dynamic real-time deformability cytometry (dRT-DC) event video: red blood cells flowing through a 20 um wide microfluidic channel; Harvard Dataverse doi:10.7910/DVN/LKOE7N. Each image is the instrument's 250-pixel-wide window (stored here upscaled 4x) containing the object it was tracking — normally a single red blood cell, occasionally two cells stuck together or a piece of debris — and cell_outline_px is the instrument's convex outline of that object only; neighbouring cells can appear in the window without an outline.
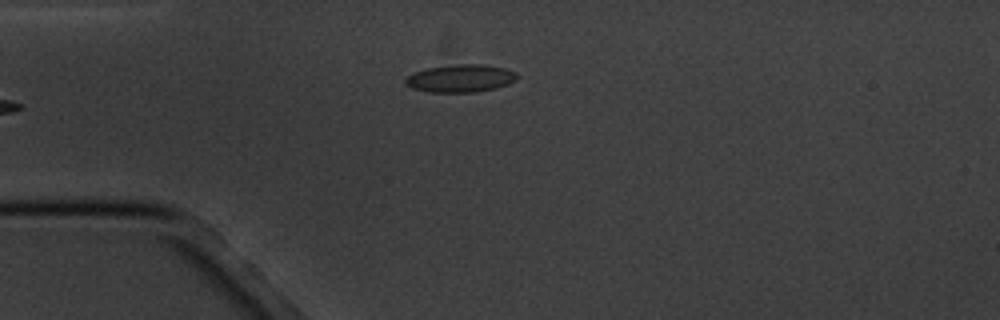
{"species": "common noctule bat (a hibernating species)", "species_latin": "Nyctalus noctula", "temperature_condition": "cold", "stored_images_in_passage": 6, "camera_frame_rate_fps": 3000, "um_per_image_px": 0.085, "animal": {"sex": "male", "body_mass_g": 20.1, "forearm_length_mm": 53.5}, "frame": {"image": 1, "passage_image": 6, "time_ms": 6.0, "image_size_px": [1000, 320], "cell_outline_px": [[516, 80], [508, 84], [496, 88], [472, 92], [428, 92], [412, 88], [404, 84], [404, 80], [408, 76], [416, 72], [428, 68], [456, 64], [484, 64], [504, 68], [516, 72]], "centroid_in_image_um": [39.14, 6.66], "position_along_channel_um": 45.9, "area_um2": 17.92}}